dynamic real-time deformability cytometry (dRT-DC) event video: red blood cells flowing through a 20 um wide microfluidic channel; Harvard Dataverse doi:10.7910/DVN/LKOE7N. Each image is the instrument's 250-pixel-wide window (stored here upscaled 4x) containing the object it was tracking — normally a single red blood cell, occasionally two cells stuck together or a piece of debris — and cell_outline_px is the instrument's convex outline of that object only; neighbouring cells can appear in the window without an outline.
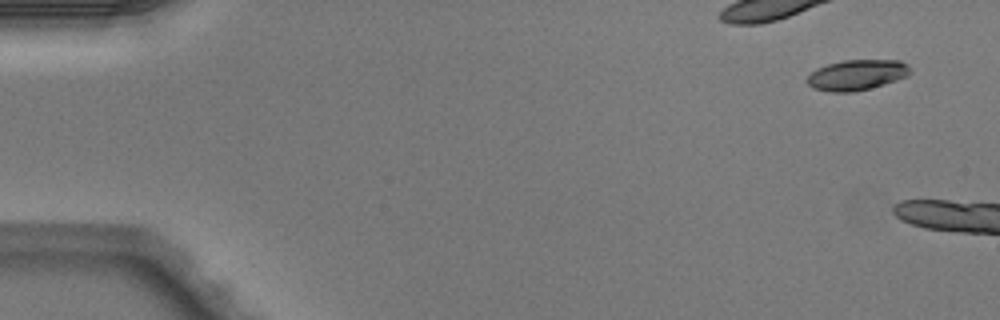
{"species": "Egyptian fruit bat (a non-hibernating species)", "species_latin": "Rousettus aegyptiacus", "temperature_condition": "warm", "stored_images_in_passage": 2, "camera_frame_rate_fps": 3000, "um_per_image_px": 0.085, "animal": {"sex": "male"}, "frame": {"image": 1, "passage_image": 1, "time_ms": 0.0, "image_size_px": [1000, 320], "cell_outline_px": [[912, 72], [908, 76], [884, 84], [852, 92], [832, 92], [816, 88], [808, 84], [808, 76], [816, 68], [828, 64], [844, 60], [900, 60], [908, 64]], "centroid_in_image_um": [72.88, 6.35], "position_along_channel_um": 12.1, "area_um2": 18.15}}